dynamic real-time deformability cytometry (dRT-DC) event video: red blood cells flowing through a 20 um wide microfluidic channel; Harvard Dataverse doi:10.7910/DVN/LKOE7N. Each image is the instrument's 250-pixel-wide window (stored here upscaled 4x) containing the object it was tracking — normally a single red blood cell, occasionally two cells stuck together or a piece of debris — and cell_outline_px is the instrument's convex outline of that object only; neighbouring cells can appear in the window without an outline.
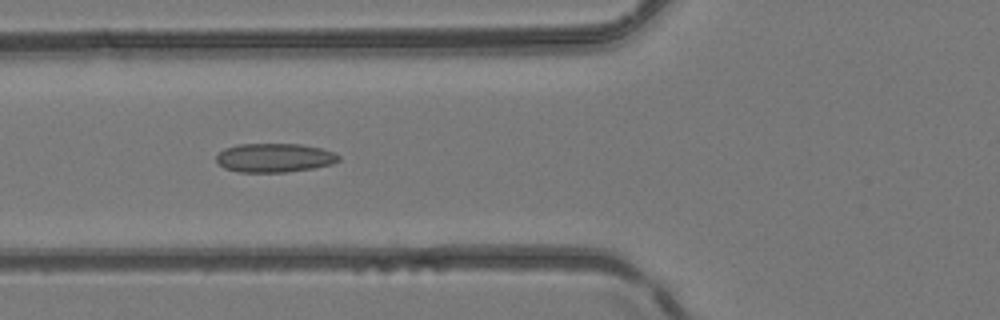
{"species": "common noctule bat (a hibernating species)", "species_latin": "Nyctalus noctula", "temperature_condition": "room temperature", "stored_images_in_passage": 3, "camera_frame_rate_fps": 3000, "um_per_image_px": 0.085, "animal": {"sex": "female", "body_mass_g": 24.6, "forearm_length_mm": 56.2}, "frame": {"image": 1, "passage_image": 2, "time_ms": 0.333, "image_size_px": [1000, 320], "cell_outline_px": [[340, 160], [332, 164], [316, 168], [288, 172], [240, 172], [224, 168], [216, 160], [216, 156], [224, 148], [236, 144], [300, 144], [320, 148], [332, 152], [340, 156]], "centroid_in_image_um": [23.33, 13.41], "position_along_channel_um": 102.5, "area_um2": 20.69}}
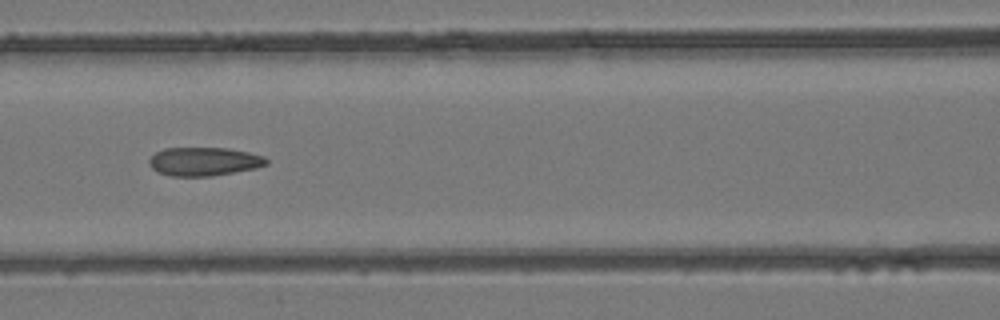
{"frame": {"image": 2, "passage_image": 3, "time_ms": 0.667, "image_size_px": [1000, 320], "cell_outline_px": [[268, 164], [256, 168], [212, 176], [172, 176], [156, 172], [148, 164], [148, 160], [156, 152], [164, 148], [228, 148], [248, 152], [264, 156], [268, 160]], "centroid_in_image_um": [17.33, 13.73], "position_along_channel_um": 149.3, "area_um2": 19.59}}